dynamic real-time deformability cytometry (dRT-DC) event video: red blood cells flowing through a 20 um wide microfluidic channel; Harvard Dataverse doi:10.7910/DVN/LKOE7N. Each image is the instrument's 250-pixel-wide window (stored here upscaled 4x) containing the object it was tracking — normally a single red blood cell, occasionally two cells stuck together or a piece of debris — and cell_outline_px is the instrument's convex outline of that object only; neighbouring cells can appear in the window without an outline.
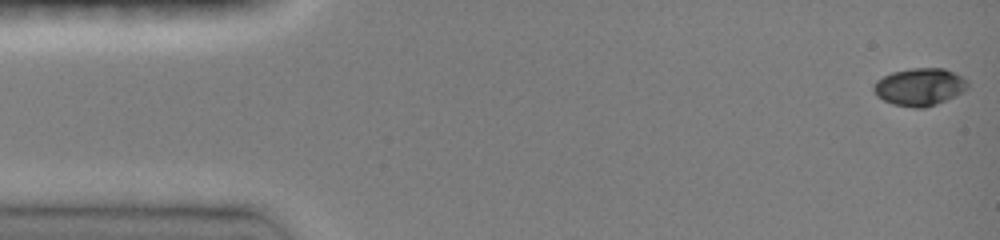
{"species": "common noctule bat (a hibernating species)", "species_latin": "Nyctalus noctula", "temperature_condition": "room temperature", "stored_images_in_passage": 20, "camera_frame_rate_fps": 3000, "um_per_image_px": 0.085, "animal": {"sex": "female", "body_mass_g": 19.0, "forearm_length_mm": 51.5}, "frame": {"image": 1, "passage_image": 1, "time_ms": 0.0, "image_size_px": [1000, 240], "cell_outline_px": [[968, 88], [936, 104], [924, 108], [912, 108], [892, 104], [876, 96], [872, 88], [876, 80], [892, 72], [912, 68], [944, 68], [968, 80]], "centroid_in_image_um": [78.12, 7.38], "position_along_channel_um": 6.9, "area_um2": 20.4}}
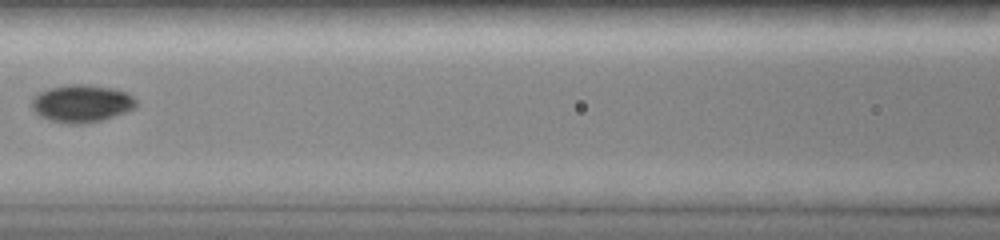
{"frame": {"image": 2, "passage_image": 13, "time_ms": 6.667, "image_size_px": [1000, 240], "cell_outline_px": [[136, 108], [104, 120], [84, 124], [68, 124], [48, 120], [40, 116], [32, 108], [32, 96], [36, 92], [48, 88], [64, 84], [88, 84], [112, 88], [128, 92], [136, 100]], "centroid_in_image_um": [6.92, 8.79], "position_along_channel_um": 159.7, "area_um2": 23.35}}
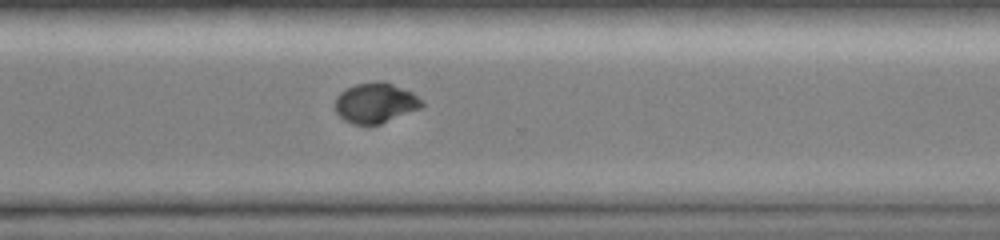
{"frame": {"image": 3, "passage_image": 20, "time_ms": 11.0, "image_size_px": [1000, 240], "cell_outline_px": [[424, 104], [420, 108], [380, 124], [352, 124], [344, 120], [336, 112], [336, 96], [340, 92], [356, 84], [376, 80], [384, 80], [412, 92], [424, 100]], "centroid_in_image_um": [31.93, 8.73], "position_along_channel_um": 338.7, "area_um2": 20.35}}